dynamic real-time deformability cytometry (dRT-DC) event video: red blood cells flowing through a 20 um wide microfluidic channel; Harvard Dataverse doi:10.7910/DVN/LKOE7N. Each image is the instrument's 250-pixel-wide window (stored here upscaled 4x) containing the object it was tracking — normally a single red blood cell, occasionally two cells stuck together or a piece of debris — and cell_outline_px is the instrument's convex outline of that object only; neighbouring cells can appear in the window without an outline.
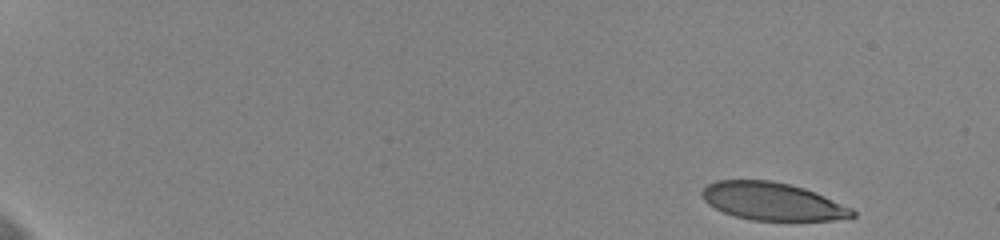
{"species": "human", "species_latin": "Homo sapiens", "temperature_condition": "cold", "stored_images_in_passage": 9, "camera_frame_rate_fps": 3000, "um_per_image_px": 0.085, "donor": {"sex": "female"}, "frame": {"image": 1, "passage_image": 1, "time_ms": 0.0, "image_size_px": [1000, 240], "cell_outline_px": [[856, 216], [832, 220], [752, 220], [736, 216], [724, 212], [708, 204], [704, 200], [700, 192], [708, 184], [716, 180], [772, 180], [804, 188], [824, 196], [852, 208], [856, 212]], "centroid_in_image_um": [65.64, 17.11], "position_along_channel_um": 19.4, "area_um2": 32.83}}
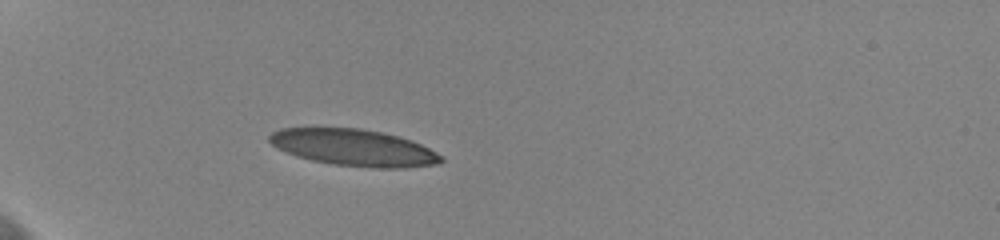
{"frame": {"image": 2, "passage_image": 7, "time_ms": 2.0, "image_size_px": [1000, 240], "cell_outline_px": [[444, 160], [440, 164], [404, 168], [376, 168], [336, 164], [312, 160], [296, 156], [276, 148], [268, 140], [268, 136], [272, 132], [280, 128], [360, 128], [380, 132], [412, 140], [444, 156]], "centroid_in_image_um": [30.09, 12.55], "position_along_channel_um": 54.9, "area_um2": 36.65}}